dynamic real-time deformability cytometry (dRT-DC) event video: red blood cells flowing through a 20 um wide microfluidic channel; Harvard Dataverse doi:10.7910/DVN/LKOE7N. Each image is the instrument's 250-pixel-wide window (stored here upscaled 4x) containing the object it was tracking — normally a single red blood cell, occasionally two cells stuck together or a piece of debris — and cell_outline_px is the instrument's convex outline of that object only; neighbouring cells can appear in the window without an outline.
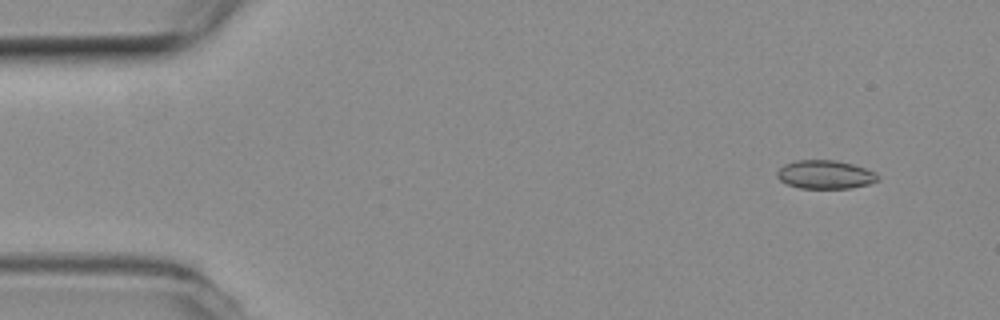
{"species": "common noctule bat (a hibernating species)", "species_latin": "Nyctalus noctula", "temperature_condition": "room temperature", "stored_images_in_passage": 51, "camera_frame_rate_fps": 3000, "um_per_image_px": 0.085, "animal": {"sex": "female", "body_mass_g": 19.3, "forearm_length_mm": 54.1}, "frame": {"image": 1, "passage_image": 2, "time_ms": 0.333, "image_size_px": [1000, 320], "cell_outline_px": [[880, 180], [868, 184], [848, 188], [800, 188], [788, 184], [780, 180], [776, 176], [776, 172], [784, 164], [796, 160], [836, 160], [852, 164], [876, 172], [880, 176]], "centroid_in_image_um": [70.15, 14.83], "position_along_channel_um": 14.9, "area_um2": 16.76}}
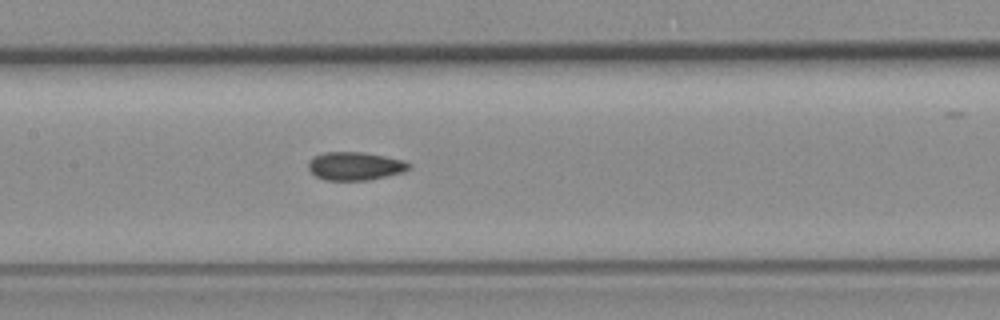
{"frame": {"image": 2, "passage_image": 23, "time_ms": 7.333, "image_size_px": [1000, 320], "cell_outline_px": [[412, 164], [404, 172], [368, 180], [324, 180], [316, 176], [308, 168], [308, 160], [324, 152], [364, 152], [404, 160]], "centroid_in_image_um": [30.18, 14.11], "position_along_channel_um": 177.2, "area_um2": 16.53}}
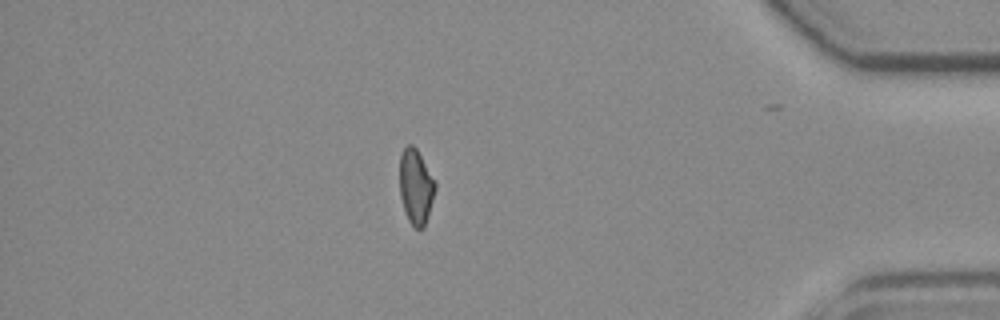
{"frame": {"image": 3, "passage_image": 44, "time_ms": 14.333, "image_size_px": [1000, 320], "cell_outline_px": [[436, 188], [424, 228], [416, 228], [408, 220], [400, 196], [400, 156], [404, 148], [408, 144], [412, 144], [416, 148], [436, 184]], "centroid_in_image_um": [35.34, 15.86], "position_along_channel_um": 399.9, "area_um2": 15.2}, "authors_computed_cell_mechanics": {"area_um2": 16.473, "velocity_mm_per_s": 3.797, "shape_relaxation_time_tau1_ms": null, "shape_relaxation_time_tau2_ms": 2.1165, "deformation_change_tau1": null, "deformation_change_tau2": 0.0844}}